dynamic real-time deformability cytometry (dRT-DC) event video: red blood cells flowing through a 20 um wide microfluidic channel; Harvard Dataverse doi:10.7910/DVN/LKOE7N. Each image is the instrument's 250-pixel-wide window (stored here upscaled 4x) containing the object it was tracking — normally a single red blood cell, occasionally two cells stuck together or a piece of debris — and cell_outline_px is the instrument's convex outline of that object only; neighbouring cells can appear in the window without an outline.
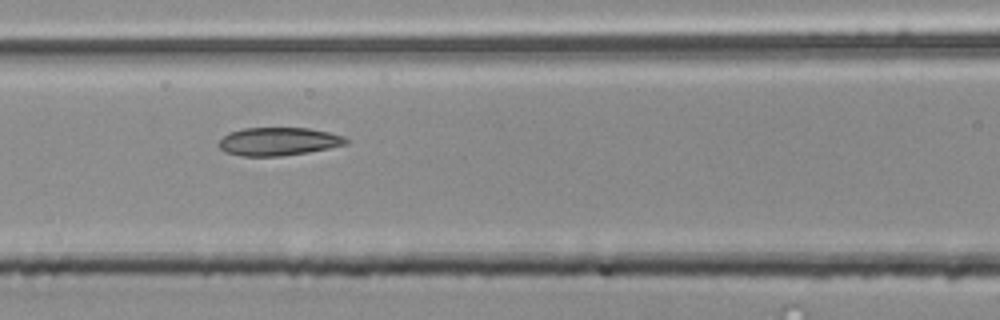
{"species": "common noctule bat (a hibernating species)", "species_latin": "Nyctalus noctula", "temperature_condition": "room temperature", "stored_images_in_passage": 5, "camera_frame_rate_fps": 3000, "um_per_image_px": 0.085, "animal": {"sex": "male", "body_mass_g": 20.4}, "frame": {"image": 1, "passage_image": 5, "time_ms": 1.333, "image_size_px": [1000, 320], "cell_outline_px": [[348, 144], [308, 152], [280, 156], [240, 156], [224, 152], [216, 144], [228, 132], [244, 128], [308, 128], [328, 132], [344, 136], [348, 140]], "centroid_in_image_um": [23.63, 12.03], "position_along_channel_um": 143.0, "area_um2": 20.92}}